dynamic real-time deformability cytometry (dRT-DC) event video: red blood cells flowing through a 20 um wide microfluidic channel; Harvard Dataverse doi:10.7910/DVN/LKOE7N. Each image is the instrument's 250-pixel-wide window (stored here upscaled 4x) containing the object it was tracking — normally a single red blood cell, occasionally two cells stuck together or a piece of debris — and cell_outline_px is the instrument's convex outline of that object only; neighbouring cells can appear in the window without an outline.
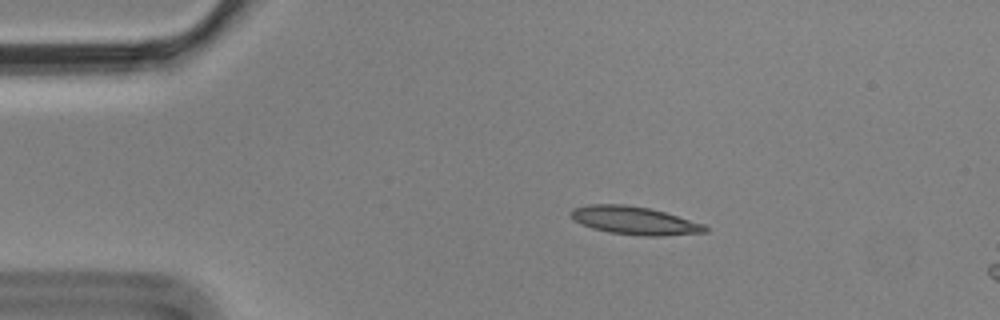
{"species": "Egyptian fruit bat (a non-hibernating species)", "species_latin": "Rousettus aegyptiacus", "temperature_condition": "cold", "stored_images_in_passage": 4, "camera_frame_rate_fps": 3000, "um_per_image_px": 0.085, "animal": {"sex": "male"}, "frame": {"image": 1, "passage_image": 2, "time_ms": 0.333, "image_size_px": [1000, 320], "cell_outline_px": [[708, 232], [660, 236], [640, 236], [608, 232], [592, 228], [580, 224], [572, 216], [572, 208], [588, 204], [624, 204], [652, 208], [704, 224], [708, 228]], "centroid_in_image_um": [53.95, 18.74], "position_along_channel_um": 31.1, "area_um2": 22.02}}